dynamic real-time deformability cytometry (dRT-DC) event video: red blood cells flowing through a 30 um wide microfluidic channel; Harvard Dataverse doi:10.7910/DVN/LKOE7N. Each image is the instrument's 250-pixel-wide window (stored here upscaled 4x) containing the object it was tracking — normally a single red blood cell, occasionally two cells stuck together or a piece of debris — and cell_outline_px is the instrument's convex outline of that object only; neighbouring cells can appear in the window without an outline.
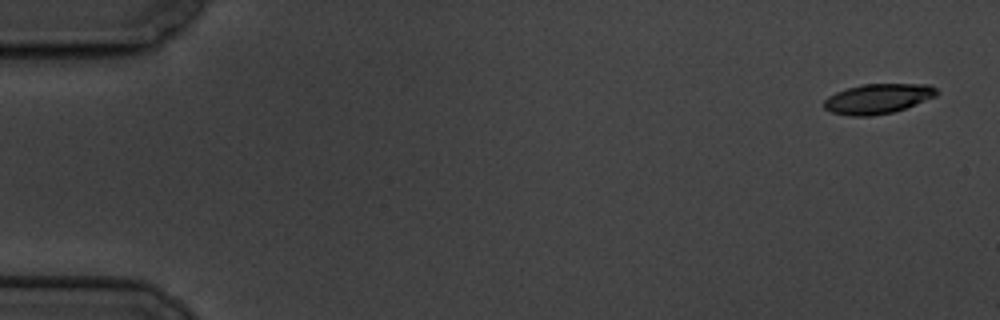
{"species": "common noctule bat (a hibernating species)", "species_latin": "Nyctalus noctula", "temperature_condition": "cold", "stored_images_in_passage": 6, "segment_of_instrument_passage": [2, 2], "camera_frame_rate_fps": 3000, "um_per_image_px": 0.085, "animal": {"sex": "male", "body_mass_g": 19.5, "forearm_length_mm": 54.6}, "frame": {"image": 1, "passage_image": 6, "time_ms": 6.667, "image_size_px": [1000, 320], "cell_outline_px": [[940, 92], [936, 96], [904, 108], [892, 112], [872, 116], [852, 116], [832, 112], [824, 108], [824, 100], [828, 96], [836, 92], [848, 88], [864, 84], [928, 84], [936, 88]], "centroid_in_image_um": [74.62, 8.38], "position_along_channel_um": 10.4, "area_um2": 19.48}}